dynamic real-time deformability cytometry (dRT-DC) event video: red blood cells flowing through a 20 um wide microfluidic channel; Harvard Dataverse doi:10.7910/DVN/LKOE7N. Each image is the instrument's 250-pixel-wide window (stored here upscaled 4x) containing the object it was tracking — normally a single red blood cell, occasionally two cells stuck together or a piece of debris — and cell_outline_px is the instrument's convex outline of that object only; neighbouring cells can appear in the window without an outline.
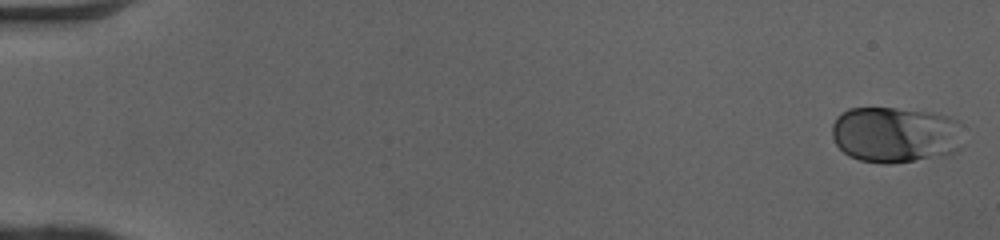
{"species": "human", "species_latin": "Homo sapiens", "temperature_condition": "cold", "stored_images_in_passage": 50, "camera_frame_rate_fps": 3000, "um_per_image_px": 0.085, "donor": {"sex": "female"}, "frame": {"image": 1, "passage_image": 1, "time_ms": 0.0, "image_size_px": [1000, 240], "cell_outline_px": [[960, 148], [956, 152], [944, 156], [888, 164], [884, 164], [860, 160], [848, 156], [836, 144], [832, 136], [832, 124], [848, 108], [896, 108], [928, 112], [948, 116], [956, 120], [960, 124]], "centroid_in_image_um": [76.1, 11.46], "position_along_channel_um": 8.9, "area_um2": 42.89}}
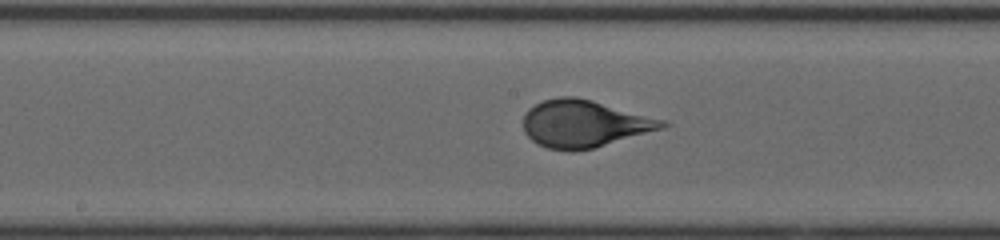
{"frame": {"image": 2, "passage_image": 27, "time_ms": 8.667, "image_size_px": [1000, 240], "cell_outline_px": [[672, 124], [664, 128], [592, 148], [572, 152], [568, 152], [548, 148], [536, 144], [524, 132], [524, 116], [528, 108], [544, 100], [560, 96], [576, 96], [592, 100], [664, 120]], "centroid_in_image_um": [49.63, 10.52], "position_along_channel_um": 198.6, "area_um2": 38.15}}
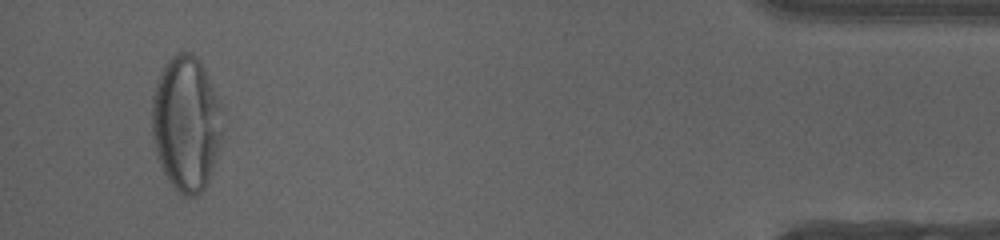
{"frame": {"image": 3, "passage_image": 48, "time_ms": 15.667, "image_size_px": [1000, 240], "cell_outline_px": [[224, 104], [220, 144], [208, 180], [204, 188], [196, 196], [184, 196], [168, 180], [160, 164], [156, 152], [152, 136], [152, 96], [156, 80], [164, 64], [172, 56], [180, 52], [192, 52], [200, 60]], "centroid_in_image_um": [15.84, 10.43], "position_along_channel_um": 419.4, "area_um2": 56.18}, "authors_computed_cell_mechanics": {"area_um2": 39.1017, "velocity_mm_per_s": 4.0745, "shape_relaxation_time_tau1_ms": 4.192, "shape_relaxation_time_tau2_ms": null, "deformation_change_tau1": 0.1611, "deformation_change_tau2": null}}